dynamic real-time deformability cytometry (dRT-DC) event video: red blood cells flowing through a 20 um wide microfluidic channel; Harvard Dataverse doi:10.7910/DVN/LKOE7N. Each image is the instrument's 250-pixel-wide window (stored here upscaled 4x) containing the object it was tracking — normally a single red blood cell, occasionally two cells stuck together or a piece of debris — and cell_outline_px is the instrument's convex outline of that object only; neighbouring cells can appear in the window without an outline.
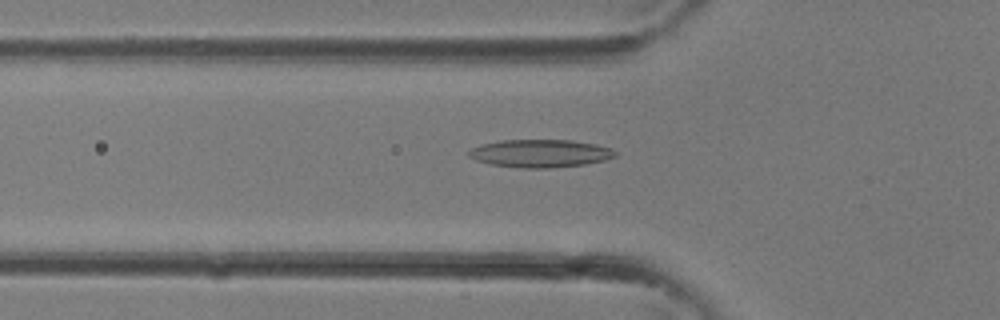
{"species": "common noctule bat (a hibernating species)", "species_latin": "Nyctalus noctula", "temperature_condition": "room temperature", "stored_images_in_passage": 17, "camera_frame_rate_fps": 3000, "um_per_image_px": 0.085, "animal": {"sex": "female"}, "frame": {"image": 1, "passage_image": 12, "time_ms": 3.667, "image_size_px": [1000, 320], "cell_outline_px": [[616, 156], [604, 160], [584, 164], [548, 168], [516, 168], [488, 164], [476, 160], [468, 156], [468, 152], [472, 148], [484, 144], [500, 140], [572, 140], [596, 144], [612, 148], [616, 152]], "centroid_in_image_um": [45.91, 13.04], "position_along_channel_um": 79.9, "area_um2": 23.81}}
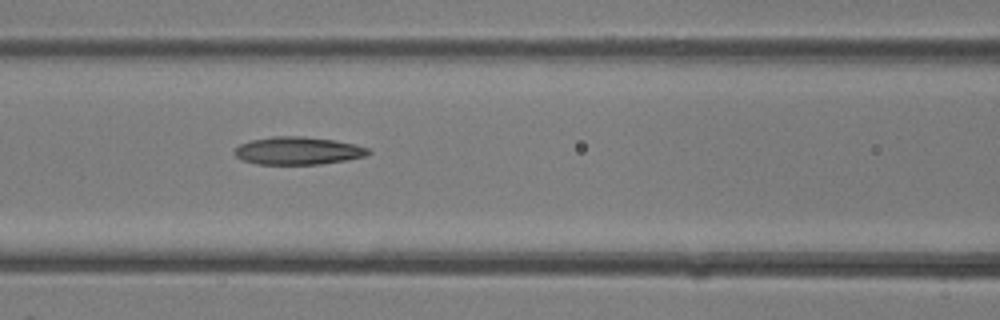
{"frame": {"image": 2, "passage_image": 15, "time_ms": 4.667, "image_size_px": [1000, 320], "cell_outline_px": [[372, 152], [368, 156], [348, 160], [320, 164], [256, 164], [244, 160], [236, 156], [232, 152], [240, 144], [252, 140], [272, 136], [304, 136], [336, 140], [356, 144], [368, 148]], "centroid_in_image_um": [25.38, 12.81], "position_along_channel_um": 141.2, "area_um2": 21.85}}
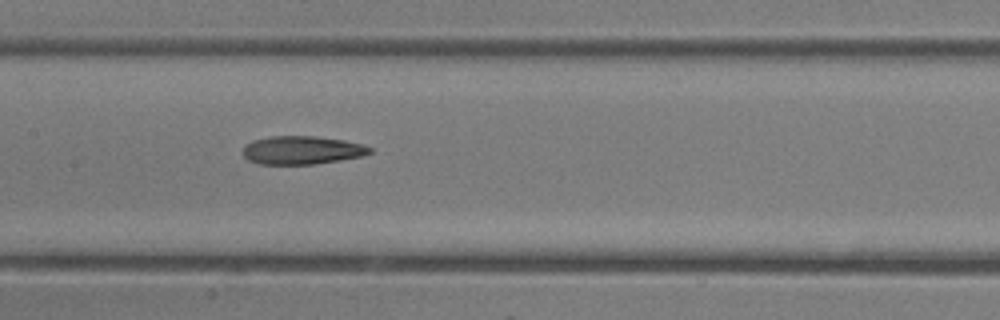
{"frame": {"image": 3, "passage_image": 17, "time_ms": 5.333, "image_size_px": [1000, 320], "cell_outline_px": [[372, 152], [364, 156], [316, 164], [260, 164], [248, 160], [244, 156], [244, 148], [252, 140], [272, 136], [316, 136], [344, 140], [364, 144], [372, 148]], "centroid_in_image_um": [25.72, 12.76], "position_along_channel_um": 181.7, "area_um2": 20.98}}